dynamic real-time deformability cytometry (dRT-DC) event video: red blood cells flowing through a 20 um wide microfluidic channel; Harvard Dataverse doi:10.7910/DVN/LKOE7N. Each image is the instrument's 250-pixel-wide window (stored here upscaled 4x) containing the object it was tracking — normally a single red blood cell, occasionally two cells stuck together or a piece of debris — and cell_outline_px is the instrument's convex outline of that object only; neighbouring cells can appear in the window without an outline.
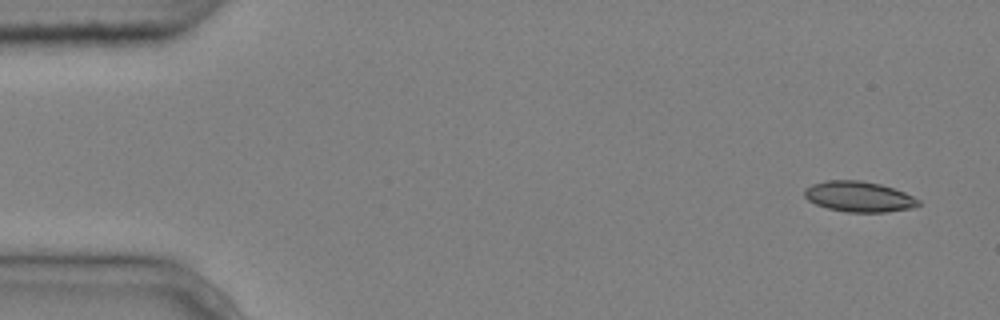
{"species": "common noctule bat (a hibernating species)", "species_latin": "Nyctalus noctula", "temperature_condition": "cold", "stored_images_in_passage": 7, "camera_frame_rate_fps": 3000, "um_per_image_px": 0.085, "animal": {"sex": "male", "body_mass_g": 20.4}, "frame": {"image": 1, "passage_image": 1, "time_ms": 0.0, "image_size_px": [1000, 320], "cell_outline_px": [[920, 204], [912, 208], [884, 212], [848, 212], [828, 208], [816, 204], [808, 200], [804, 196], [804, 188], [812, 184], [828, 180], [860, 180], [880, 184], [904, 192], [920, 200]], "centroid_in_image_um": [72.99, 16.71], "position_along_channel_um": 12.0, "area_um2": 20.17}}
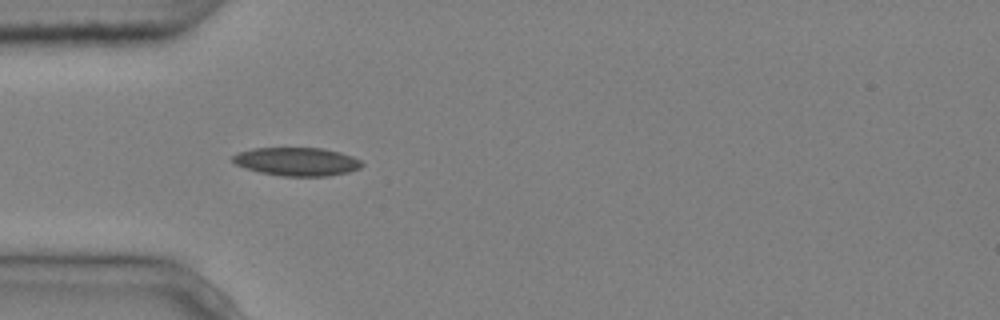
{"frame": {"image": 2, "passage_image": 4, "time_ms": 1.0, "image_size_px": [1000, 320], "cell_outline_px": [[364, 164], [360, 168], [348, 172], [328, 176], [284, 176], [260, 172], [244, 168], [236, 164], [232, 160], [232, 156], [240, 152], [252, 148], [320, 148], [340, 152], [352, 156], [360, 160]], "centroid_in_image_um": [25.24, 13.74], "position_along_channel_um": 59.8, "area_um2": 21.27}}
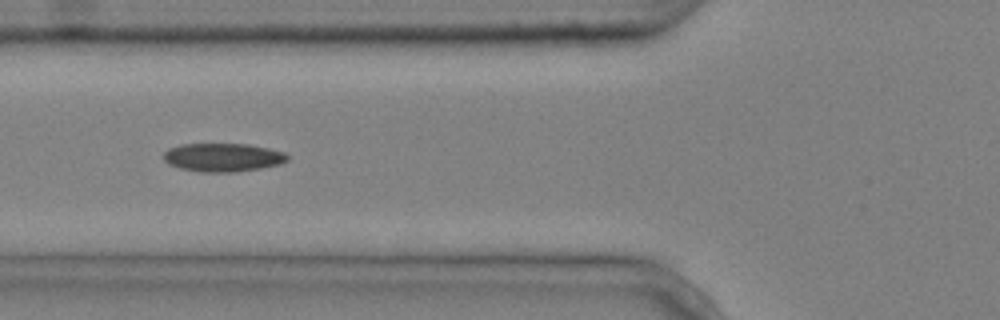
{"frame": {"image": 3, "passage_image": 5, "time_ms": 1.333, "image_size_px": [1000, 320], "cell_outline_px": [[288, 160], [280, 164], [260, 168], [236, 172], [200, 172], [180, 168], [168, 164], [164, 160], [164, 152], [168, 148], [180, 144], [248, 144], [268, 148], [284, 152], [288, 156]], "centroid_in_image_um": [18.93, 13.38], "position_along_channel_um": 106.9, "area_um2": 20.58}}